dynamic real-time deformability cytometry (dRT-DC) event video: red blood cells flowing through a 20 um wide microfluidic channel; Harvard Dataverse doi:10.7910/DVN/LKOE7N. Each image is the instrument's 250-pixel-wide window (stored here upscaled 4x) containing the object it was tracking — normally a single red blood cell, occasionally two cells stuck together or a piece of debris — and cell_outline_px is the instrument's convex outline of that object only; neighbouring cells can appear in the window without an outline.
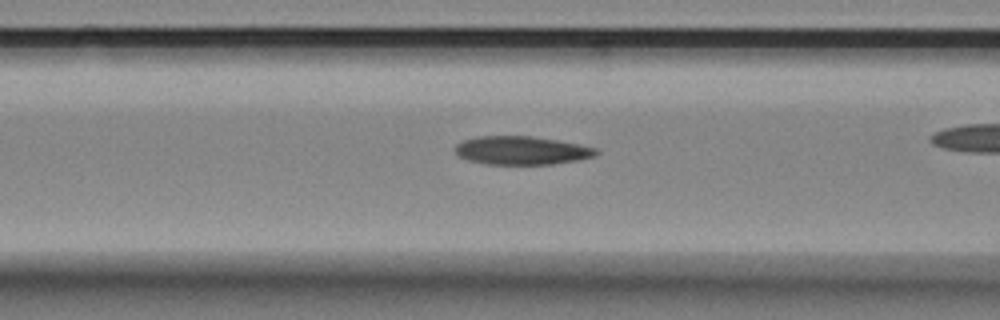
{"species": "Egyptian fruit bat (a non-hibernating species)", "species_latin": "Rousettus aegyptiacus", "temperature_condition": "room temperature", "stored_images_in_passage": 38, "camera_frame_rate_fps": 3000, "um_per_image_px": 0.085, "animal": {"sex": "female"}, "frame": {"image": 1, "passage_image": 16, "time_ms": 5.0, "image_size_px": [1000, 320], "cell_outline_px": [[600, 152], [596, 156], [580, 160], [552, 164], [484, 164], [468, 160], [460, 156], [456, 152], [456, 144], [464, 140], [476, 136], [532, 136], [580, 144], [596, 148]], "centroid_in_image_um": [44.38, 12.79], "position_along_channel_um": 122.2, "area_um2": 23.41}}
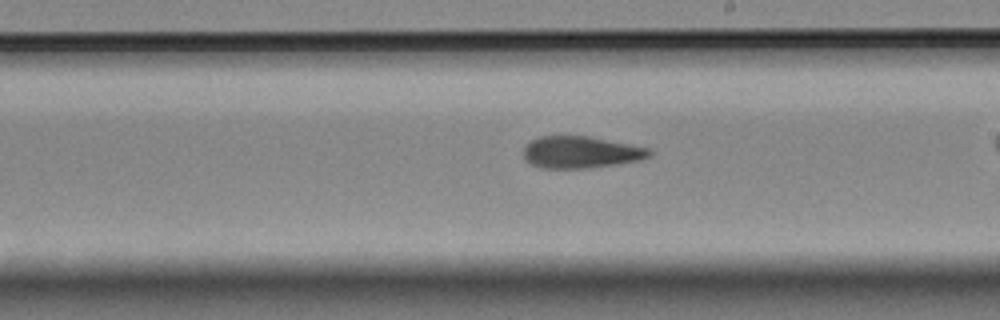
{"frame": {"image": 2, "passage_image": 26, "time_ms": 8.333, "image_size_px": [1000, 320], "cell_outline_px": [[652, 156], [640, 160], [616, 164], [584, 168], [540, 168], [524, 160], [524, 148], [532, 140], [540, 136], [588, 136], [648, 148], [652, 152]], "centroid_in_image_um": [49.36, 12.94], "position_along_channel_um": 239.6, "area_um2": 23.18}}
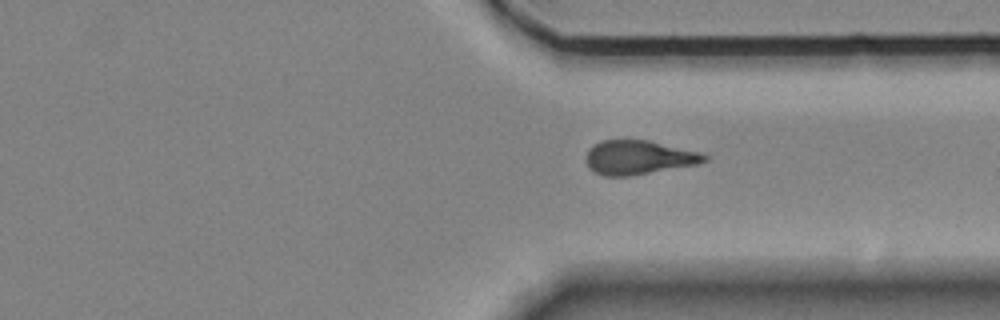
{"frame": {"image": 3, "passage_image": 36, "time_ms": 11.667, "image_size_px": [1000, 320], "cell_outline_px": [[708, 160], [696, 164], [632, 176], [604, 176], [592, 172], [588, 168], [588, 148], [600, 140], [648, 140], [700, 152], [708, 156]], "centroid_in_image_um": [54.27, 13.39], "position_along_channel_um": 357.1, "area_um2": 23.47}}